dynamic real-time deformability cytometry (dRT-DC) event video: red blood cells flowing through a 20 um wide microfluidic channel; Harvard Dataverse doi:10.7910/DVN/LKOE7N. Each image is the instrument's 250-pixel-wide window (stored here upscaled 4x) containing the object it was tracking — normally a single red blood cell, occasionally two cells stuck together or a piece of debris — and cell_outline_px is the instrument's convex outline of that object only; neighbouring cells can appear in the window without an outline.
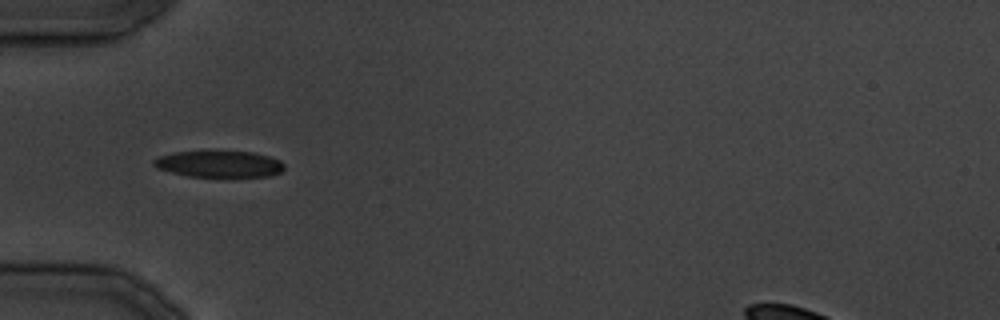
{"species": "common noctule bat (a hibernating species)", "species_latin": "Nyctalus noctula", "temperature_condition": "cold", "stored_images_in_passage": 6, "camera_frame_rate_fps": 3000, "um_per_image_px": 0.085, "animal": {"sex": "male", "body_mass_g": 19.5, "forearm_length_mm": 54.6}, "frame": {"image": 1, "passage_image": 2, "time_ms": 1.0, "image_size_px": [1000, 320], "cell_outline_px": [[284, 168], [280, 172], [272, 176], [188, 176], [156, 168], [152, 164], [152, 160], [160, 156], [172, 152], [252, 152], [268, 156], [280, 160], [284, 164]], "centroid_in_image_um": [18.62, 13.94], "position_along_channel_um": 66.4, "area_um2": 19.83}}